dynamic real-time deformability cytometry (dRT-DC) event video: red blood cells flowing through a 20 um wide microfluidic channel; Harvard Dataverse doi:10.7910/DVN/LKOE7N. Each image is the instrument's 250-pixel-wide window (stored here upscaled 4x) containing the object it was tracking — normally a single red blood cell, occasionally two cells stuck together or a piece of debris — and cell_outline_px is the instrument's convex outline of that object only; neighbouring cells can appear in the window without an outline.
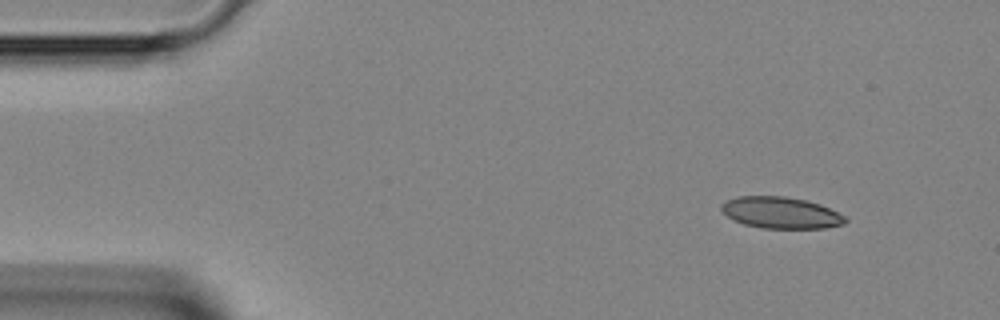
{"species": "Egyptian fruit bat (a non-hibernating species)", "species_latin": "Rousettus aegyptiacus", "temperature_condition": "room temperature", "stored_images_in_passage": 5, "camera_frame_rate_fps": 3000, "um_per_image_px": 0.085, "animal": {"sex": "female"}, "frame": {"image": 1, "passage_image": 5, "time_ms": 1.333, "image_size_px": [1000, 320], "cell_outline_px": [[848, 220], [844, 224], [824, 228], [760, 228], [744, 224], [732, 220], [720, 208], [720, 204], [724, 200], [736, 196], [784, 196], [804, 200], [820, 204], [844, 216]], "centroid_in_image_um": [66.32, 18.08], "position_along_channel_um": 18.7, "area_um2": 22.77}}